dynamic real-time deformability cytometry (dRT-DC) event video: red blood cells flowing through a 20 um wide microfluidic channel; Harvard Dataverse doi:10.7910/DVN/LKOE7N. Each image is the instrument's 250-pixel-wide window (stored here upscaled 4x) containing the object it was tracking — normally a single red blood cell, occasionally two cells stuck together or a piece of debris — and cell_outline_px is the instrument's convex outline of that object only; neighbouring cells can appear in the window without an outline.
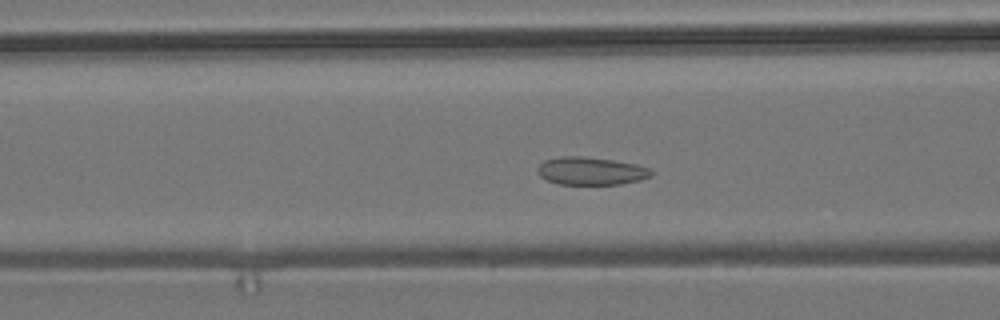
{"species": "common noctule bat (a hibernating species)", "species_latin": "Nyctalus noctula", "temperature_condition": "room temperature", "stored_images_in_passage": 46, "camera_frame_rate_fps": 3000, "um_per_image_px": 0.085, "animal": {"sex": "male", "body_mass_g": 19.2, "forearm_length_mm": 51.8}, "frame": {"image": 1, "passage_image": 12, "time_ms": 3.667, "image_size_px": [1000, 320], "cell_outline_px": [[656, 172], [652, 176], [640, 180], [620, 184], [560, 184], [548, 180], [540, 176], [536, 172], [536, 168], [544, 160], [564, 156], [580, 156], [612, 160], [636, 164], [652, 168]], "centroid_in_image_um": [50.27, 14.53], "position_along_channel_um": 116.3, "area_um2": 18.55}}
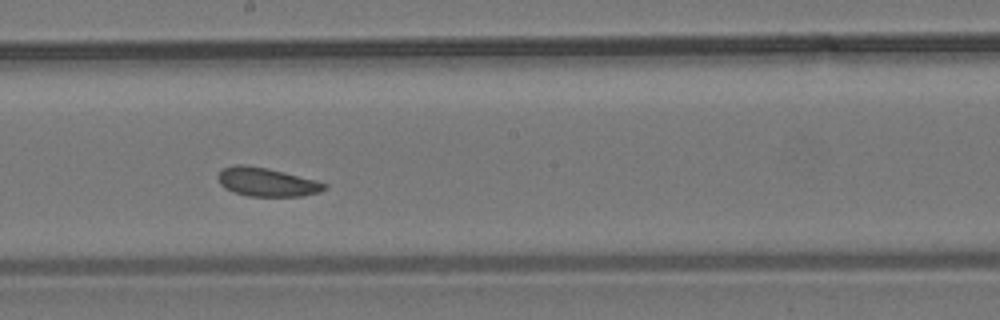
{"frame": {"image": 2, "passage_image": 21, "time_ms": 6.667, "image_size_px": [1000, 320], "cell_outline_px": [[328, 188], [320, 192], [304, 196], [248, 196], [232, 192], [224, 188], [220, 184], [216, 176], [224, 168], [236, 164], [244, 164], [268, 168], [316, 180], [328, 184]], "centroid_in_image_um": [22.68, 15.48], "position_along_channel_um": 225.5, "area_um2": 17.98}}
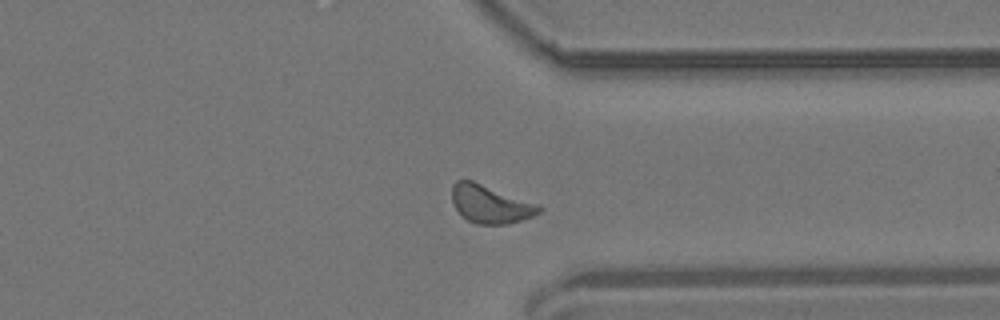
{"frame": {"image": 3, "passage_image": 33, "time_ms": 10.667, "image_size_px": [1000, 320], "cell_outline_px": [[544, 208], [540, 212], [532, 216], [508, 224], [476, 224], [468, 220], [456, 208], [452, 200], [452, 184], [456, 180], [472, 180]], "centroid_in_image_um": [41.63, 17.36], "position_along_channel_um": 369.8, "area_um2": 18.67}}